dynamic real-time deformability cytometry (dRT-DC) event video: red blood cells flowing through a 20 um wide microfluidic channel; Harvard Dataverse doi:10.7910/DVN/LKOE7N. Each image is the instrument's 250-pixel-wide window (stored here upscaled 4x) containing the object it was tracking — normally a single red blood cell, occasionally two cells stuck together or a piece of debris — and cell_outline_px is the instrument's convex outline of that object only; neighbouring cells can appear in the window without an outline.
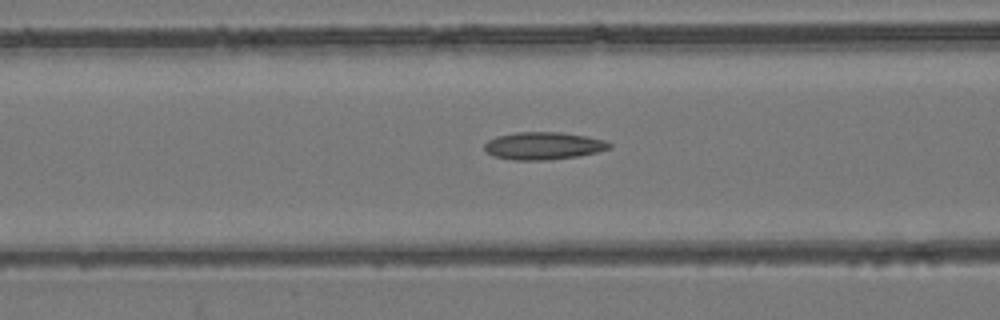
{"species": "common noctule bat (a hibernating species)", "species_latin": "Nyctalus noctula", "temperature_condition": "room temperature", "stored_images_in_passage": 54, "camera_frame_rate_fps": 3000, "um_per_image_px": 0.085, "animal": {"sex": "female", "body_mass_g": 24.6, "forearm_length_mm": 56.2}, "frame": {"image": 1, "passage_image": 22, "time_ms": 7.0, "image_size_px": [1000, 320], "cell_outline_px": [[612, 148], [596, 152], [576, 156], [548, 160], [516, 160], [496, 156], [488, 152], [484, 148], [484, 144], [488, 140], [496, 136], [516, 132], [560, 132], [584, 136], [604, 140], [612, 144]], "centroid_in_image_um": [46.19, 12.38], "position_along_channel_um": 120.4, "area_um2": 19.83}}
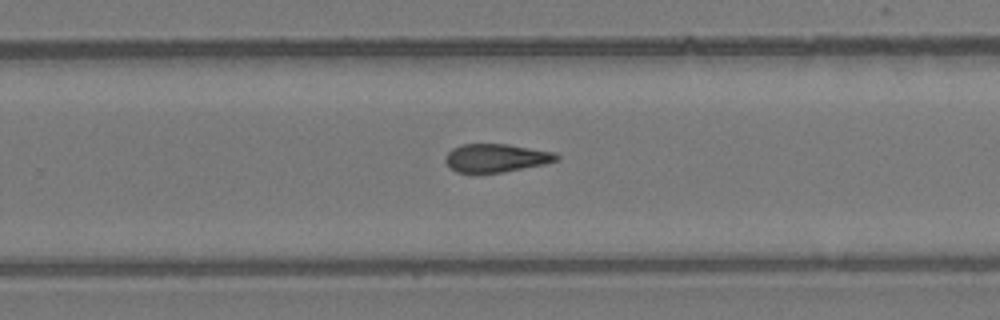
{"frame": {"image": 2, "passage_image": 35, "time_ms": 11.333, "image_size_px": [1000, 320], "cell_outline_px": [[560, 156], [556, 160], [544, 164], [504, 172], [456, 172], [444, 160], [448, 152], [452, 148], [460, 144], [508, 144], [556, 152]], "centroid_in_image_um": [42.18, 13.41], "position_along_channel_um": 287.6, "area_um2": 18.21}}
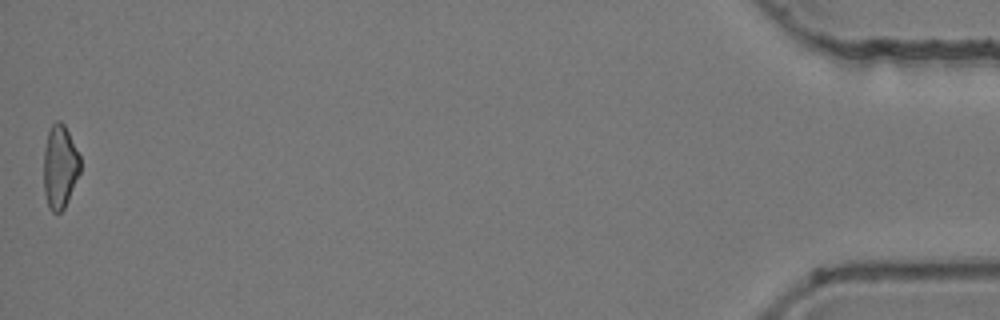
{"frame": {"image": 3, "passage_image": 54, "time_ms": 17.667, "image_size_px": [1000, 320], "cell_outline_px": [[80, 172], [68, 200], [64, 208], [60, 212], [52, 212], [48, 208], [44, 192], [44, 148], [48, 132], [52, 124], [56, 120], [60, 120], [64, 124], [80, 156]], "centroid_in_image_um": [5.08, 14.18], "position_along_channel_um": 430.1, "area_um2": 17.74}, "authors_computed_cell_mechanics": {"area_um2": 19.1896, "velocity_mm_per_s": 3.866, "shape_relaxation_time_tau1_ms": null, "shape_relaxation_time_tau2_ms": 3.8858, "deformation_change_tau1": null, "deformation_change_tau2": 0.1231}}